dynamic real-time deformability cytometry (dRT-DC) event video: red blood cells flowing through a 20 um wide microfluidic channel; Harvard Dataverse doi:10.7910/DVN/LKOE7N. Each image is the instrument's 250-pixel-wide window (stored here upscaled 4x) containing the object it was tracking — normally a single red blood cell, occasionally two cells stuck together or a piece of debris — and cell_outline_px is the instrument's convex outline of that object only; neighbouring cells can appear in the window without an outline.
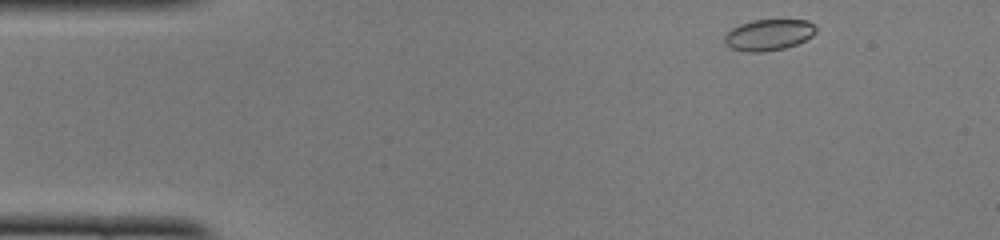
{"species": "common noctule bat (a hibernating species)", "species_latin": "Nyctalus noctula", "temperature_condition": "cold", "stored_images_in_passage": 44, "camera_frame_rate_fps": 3000, "um_per_image_px": 0.085, "animal": {"sex": "female", "body_mass_g": 22.0, "forearm_length_mm": 56.7}, "frame": {"image": 1, "passage_image": 1, "time_ms": 0.0, "image_size_px": [1000, 240], "cell_outline_px": [[816, 32], [812, 36], [796, 44], [784, 48], [764, 52], [748, 52], [732, 48], [724, 44], [724, 36], [732, 28], [740, 24], [752, 20], [808, 20], [816, 28]], "centroid_in_image_um": [65.32, 2.96], "position_along_channel_um": 19.7, "area_um2": 16.53}}
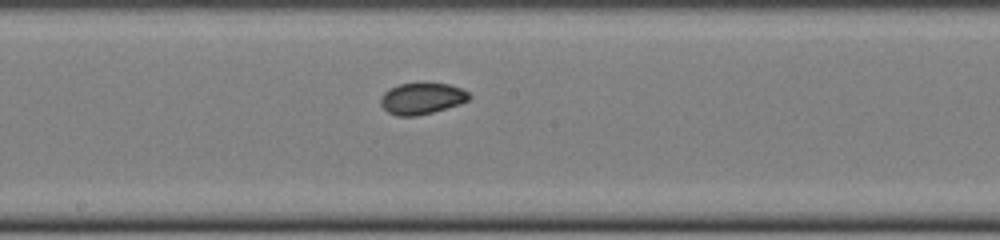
{"frame": {"image": 2, "passage_image": 21, "time_ms": 6.667, "image_size_px": [1000, 240], "cell_outline_px": [[472, 96], [468, 100], [460, 104], [432, 112], [416, 116], [396, 116], [388, 112], [380, 104], [380, 96], [388, 88], [400, 84], [448, 84], [460, 88], [468, 92]], "centroid_in_image_um": [35.83, 8.38], "position_along_channel_um": 212.4, "area_um2": 16.07}}
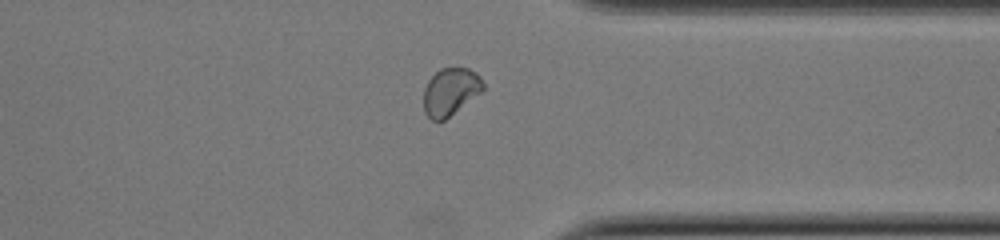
{"frame": {"image": 3, "passage_image": 33, "time_ms": 10.667, "image_size_px": [1000, 240], "cell_outline_px": [[484, 88], [480, 92], [444, 120], [432, 120], [424, 112], [424, 88], [428, 80], [440, 68], [468, 68], [476, 72], [480, 76], [484, 84]], "centroid_in_image_um": [38.27, 7.77], "position_along_channel_um": 373.1, "area_um2": 16.18}, "authors_computed_cell_mechanics": {"area_um2": 16.5886, "velocity_mm_per_s": 4.0982, "shape_relaxation_time_tau1_ms": 10.4595, "shape_relaxation_time_tau2_ms": 1.3561, "deformation_change_tau1": 0.1454, "deformation_change_tau2": 0.0307}}